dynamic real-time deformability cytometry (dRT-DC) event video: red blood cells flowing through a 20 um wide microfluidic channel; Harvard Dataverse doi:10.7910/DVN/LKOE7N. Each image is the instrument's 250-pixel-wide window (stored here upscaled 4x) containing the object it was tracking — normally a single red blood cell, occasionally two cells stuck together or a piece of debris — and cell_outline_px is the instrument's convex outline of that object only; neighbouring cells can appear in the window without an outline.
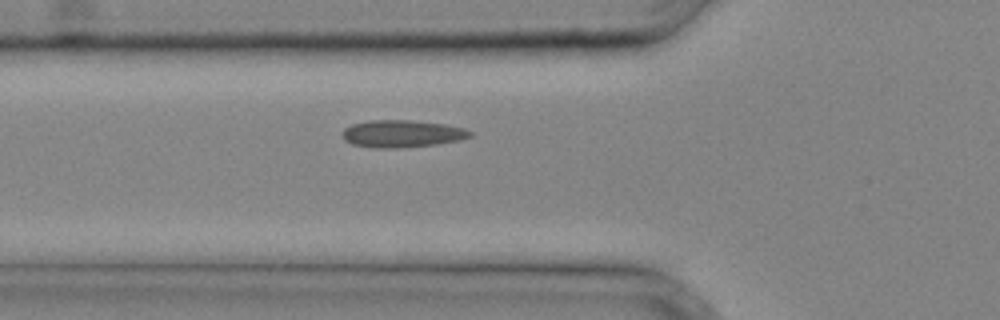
{"species": "common noctule bat (a hibernating species)", "species_latin": "Nyctalus noctula", "temperature_condition": "cold", "stored_images_in_passage": 26, "camera_frame_rate_fps": 3000, "um_per_image_px": 0.085, "animal": {"sex": "male", "body_mass_g": 20.4}, "frame": {"image": 1, "passage_image": 7, "time_ms": 2.0, "image_size_px": [1000, 320], "cell_outline_px": [[472, 136], [460, 140], [436, 144], [400, 148], [372, 148], [352, 144], [344, 140], [344, 128], [352, 124], [368, 120], [408, 120], [444, 124], [464, 128], [472, 132]], "centroid_in_image_um": [34.17, 11.37], "position_along_channel_um": 91.6, "area_um2": 20.29}}
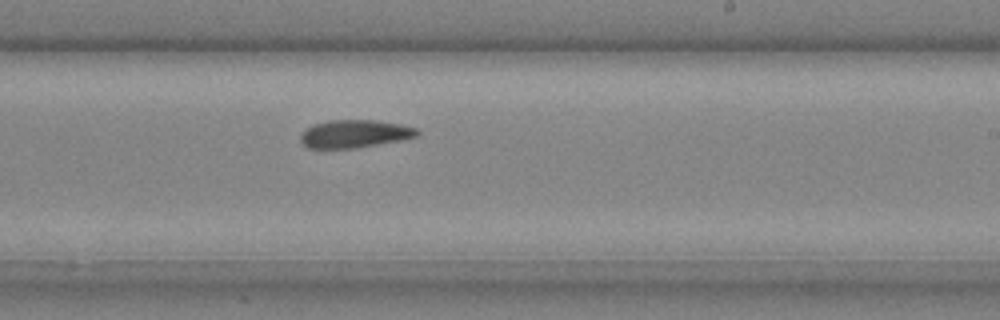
{"frame": {"image": 2, "passage_image": 16, "time_ms": 5.0, "image_size_px": [1000, 320], "cell_outline_px": [[420, 132], [416, 136], [404, 140], [356, 148], [308, 148], [300, 140], [300, 136], [308, 128], [316, 124], [328, 120], [376, 120], [400, 124], [416, 128]], "centroid_in_image_um": [30.19, 11.38], "position_along_channel_um": 258.8, "area_um2": 18.84}}
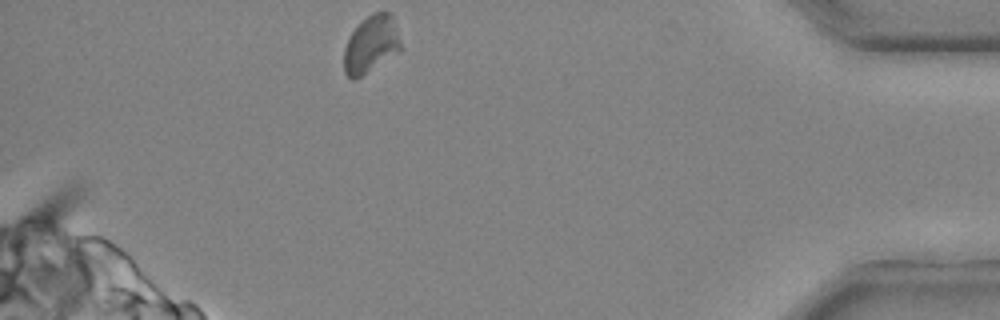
{"frame": {"image": 3, "passage_image": 26, "time_ms": 8.333, "image_size_px": [1000, 320], "cell_outline_px": [[404, 48], [400, 52], [356, 80], [352, 80], [344, 72], [344, 48], [348, 36], [372, 12], [392, 12]], "centroid_in_image_um": [31.58, 3.78], "position_along_channel_um": 403.6, "area_um2": 19.42}}